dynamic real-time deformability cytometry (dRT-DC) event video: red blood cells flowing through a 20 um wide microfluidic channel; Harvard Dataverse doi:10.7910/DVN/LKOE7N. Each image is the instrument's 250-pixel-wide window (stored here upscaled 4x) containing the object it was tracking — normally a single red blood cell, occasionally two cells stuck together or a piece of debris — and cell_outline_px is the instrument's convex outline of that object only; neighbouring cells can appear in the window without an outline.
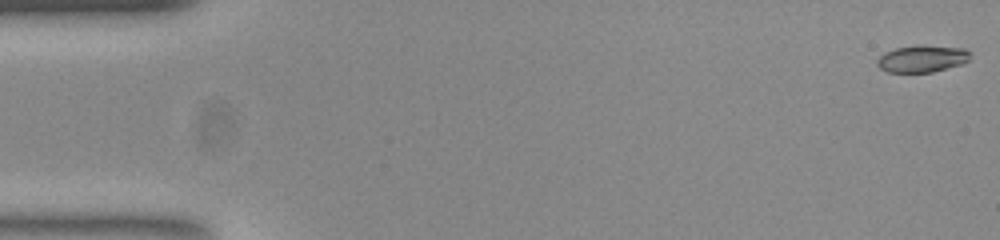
{"species": "common noctule bat (a hibernating species)", "species_latin": "Nyctalus noctula", "temperature_condition": "room temperature", "stored_images_in_passage": 53, "camera_frame_rate_fps": 3000, "um_per_image_px": 0.085, "animal": {"sex": "female", "body_mass_g": 23.0, "forearm_length_mm": 53.4}, "frame": {"image": 1, "passage_image": 1, "time_ms": 0.0, "image_size_px": [1000, 240], "cell_outline_px": [[972, 52], [968, 60], [960, 64], [932, 72], [888, 72], [880, 68], [876, 64], [876, 60], [884, 52], [896, 48], [920, 44], [964, 48]], "centroid_in_image_um": [78.37, 4.97], "position_along_channel_um": 6.6, "area_um2": 14.74}}
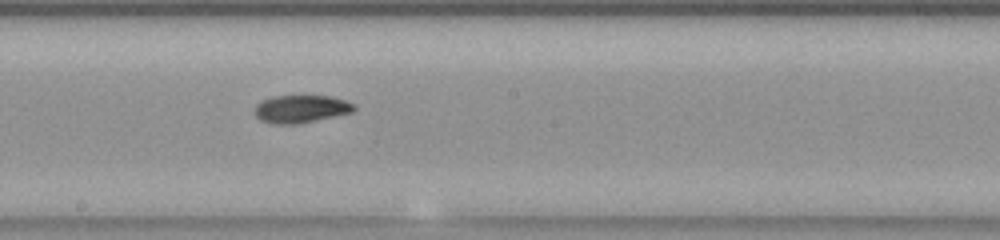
{"frame": {"image": 2, "passage_image": 29, "time_ms": 9.333, "image_size_px": [1000, 240], "cell_outline_px": [[356, 108], [352, 112], [300, 124], [272, 124], [260, 120], [256, 116], [256, 104], [260, 100], [272, 96], [332, 96], [356, 104]], "centroid_in_image_um": [25.58, 9.26], "position_along_channel_um": 222.6, "area_um2": 16.18}}
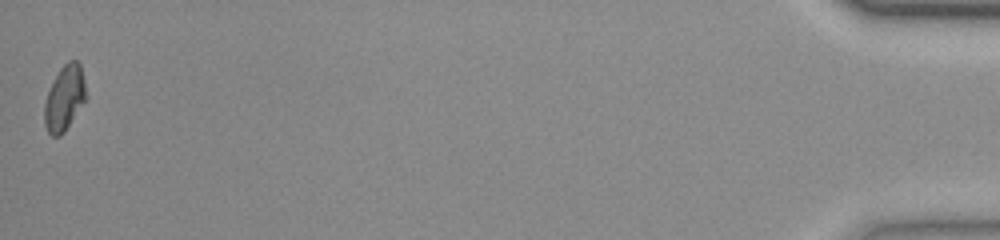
{"frame": {"image": 3, "passage_image": 53, "time_ms": 17.333, "image_size_px": [1000, 240], "cell_outline_px": [[88, 96], [64, 132], [60, 136], [52, 136], [48, 132], [44, 124], [44, 104], [48, 92], [60, 68], [68, 60], [76, 60], [80, 64]], "centroid_in_image_um": [5.49, 8.34], "position_along_channel_um": 429.7, "area_um2": 15.72}, "authors_computed_cell_mechanics": {"area_um2": 15.8372, "velocity_mm_per_s": 3.8569, "shape_relaxation_time_tau1_ms": 11.2015, "shape_relaxation_time_tau2_ms": 4.159, "deformation_change_tau1": 0.2473, "deformation_change_tau2": 0.0855}}